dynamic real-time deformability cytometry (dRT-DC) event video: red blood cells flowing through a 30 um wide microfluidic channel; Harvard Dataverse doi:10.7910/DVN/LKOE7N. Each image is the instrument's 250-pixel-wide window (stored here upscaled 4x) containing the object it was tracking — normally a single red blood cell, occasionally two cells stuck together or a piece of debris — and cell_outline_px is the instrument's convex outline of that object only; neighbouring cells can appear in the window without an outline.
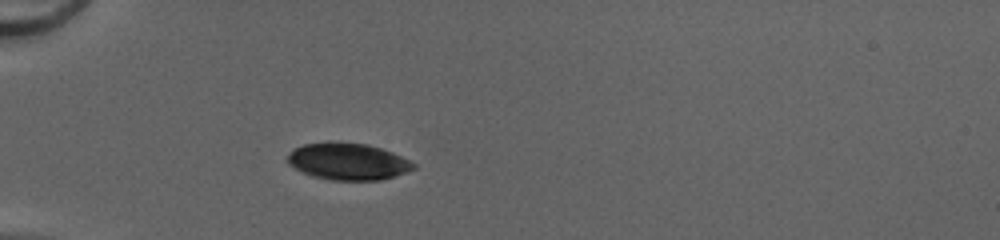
{"species": "common noctule bat (a hibernating species)", "species_latin": "Nyctalus noctula", "temperature_condition": "cold", "stored_images_in_passage": 32, "camera_frame_rate_fps": 3000, "um_per_image_px": 0.085, "animal": {"sex": "female", "body_mass_g": 20.0, "forearm_length_mm": 54.0}, "frame": {"image": 1, "passage_image": 1, "time_ms": 0.0, "image_size_px": [1000, 240], "cell_outline_px": [[416, 168], [380, 180], [332, 180], [312, 176], [300, 172], [288, 164], [288, 156], [296, 148], [304, 144], [368, 144], [392, 152], [416, 164]], "centroid_in_image_um": [29.58, 13.76], "position_along_channel_um": 55.4, "area_um2": 26.18}}
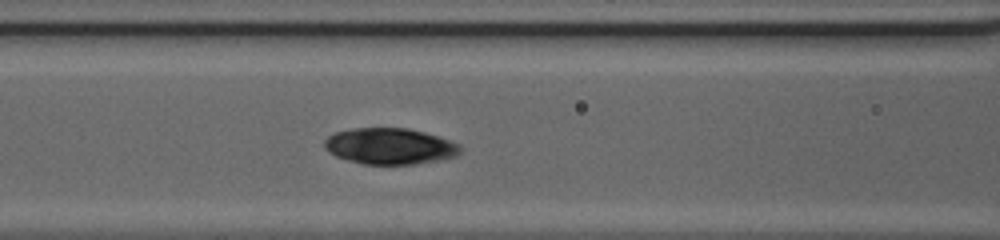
{"frame": {"image": 2, "passage_image": 8, "time_ms": 2.333, "image_size_px": [1000, 240], "cell_outline_px": [[460, 152], [456, 156], [436, 160], [412, 164], [364, 164], [348, 160], [336, 156], [328, 152], [324, 148], [324, 140], [328, 136], [336, 132], [352, 128], [408, 128], [424, 132], [460, 144]], "centroid_in_image_um": [33.09, 12.42], "position_along_channel_um": 133.5, "area_um2": 28.44}}
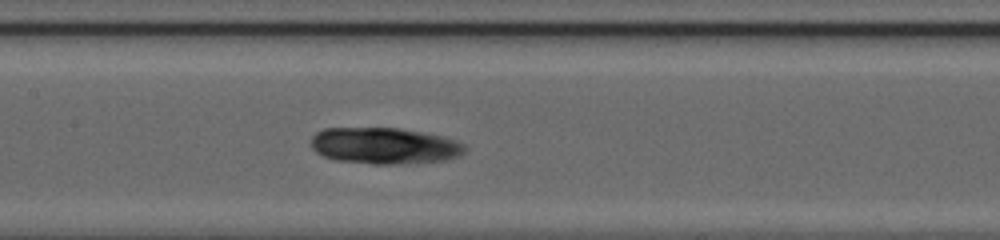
{"frame": {"image": 3, "passage_image": 11, "time_ms": 3.333, "image_size_px": [1000, 240], "cell_outline_px": [[464, 152], [460, 156], [444, 160], [420, 164], [372, 164], [336, 160], [324, 156], [316, 152], [312, 148], [312, 136], [316, 132], [324, 128], [400, 128], [440, 136], [456, 140], [464, 144]], "centroid_in_image_um": [32.68, 12.4], "position_along_channel_um": 174.7, "area_um2": 32.77}}